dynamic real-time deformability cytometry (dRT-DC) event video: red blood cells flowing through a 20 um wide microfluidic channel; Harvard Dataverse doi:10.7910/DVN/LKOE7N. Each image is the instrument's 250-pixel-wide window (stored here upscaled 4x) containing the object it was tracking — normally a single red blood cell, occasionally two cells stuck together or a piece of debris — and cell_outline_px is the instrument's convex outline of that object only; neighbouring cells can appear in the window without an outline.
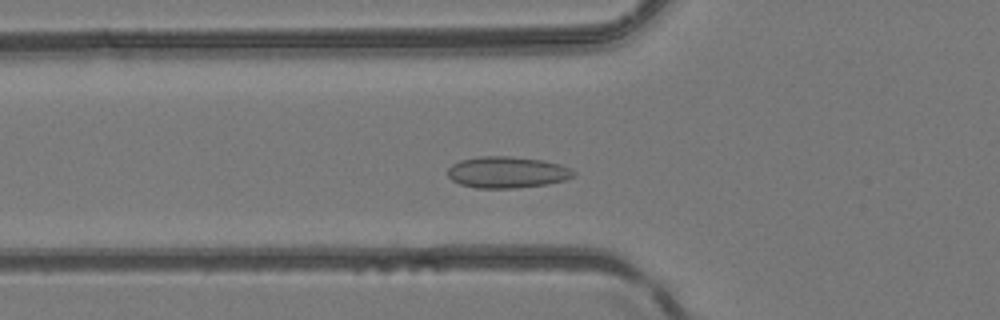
{"species": "common noctule bat (a hibernating species)", "species_latin": "Nyctalus noctula", "temperature_condition": "room temperature", "stored_images_in_passage": 43, "camera_frame_rate_fps": 3000, "um_per_image_px": 0.085, "animal": {"sex": "female", "body_mass_g": 24.6, "forearm_length_mm": 56.2}, "frame": {"image": 1, "passage_image": 12, "time_ms": 3.667, "image_size_px": [1000, 320], "cell_outline_px": [[576, 172], [572, 176], [564, 180], [548, 184], [516, 188], [476, 188], [460, 184], [452, 180], [448, 176], [448, 168], [452, 164], [460, 160], [480, 156], [508, 156], [544, 160], [560, 164]], "centroid_in_image_um": [43.08, 14.64], "position_along_channel_um": 82.7, "area_um2": 23.06}}
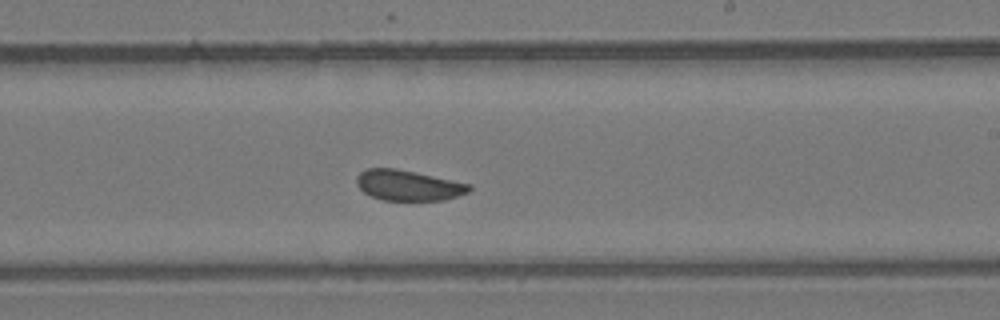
{"frame": {"image": 2, "passage_image": 24, "time_ms": 7.667, "image_size_px": [1000, 320], "cell_outline_px": [[472, 188], [468, 192], [444, 200], [384, 200], [372, 196], [364, 192], [356, 184], [356, 176], [360, 172], [368, 168], [396, 168], [472, 184]], "centroid_in_image_um": [34.7, 15.74], "position_along_channel_um": 254.3, "area_um2": 19.94}}
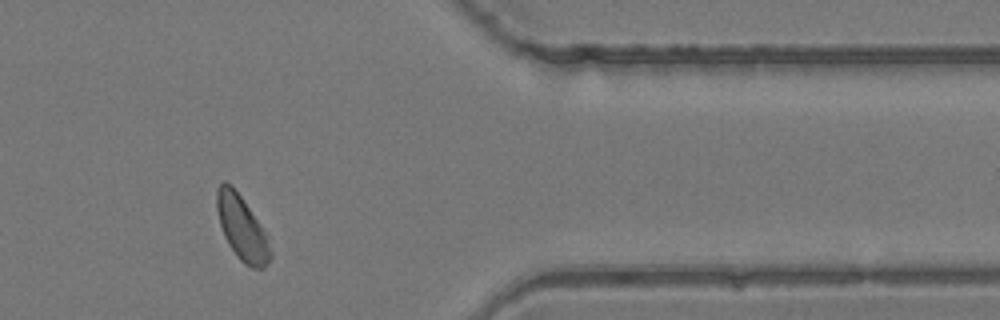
{"frame": {"image": 3, "passage_image": 35, "time_ms": 11.333, "image_size_px": [1000, 320], "cell_outline_px": [[272, 256], [264, 268], [252, 268], [244, 264], [236, 256], [228, 244], [224, 236], [220, 224], [216, 208], [216, 188], [224, 180], [232, 184], [264, 232], [272, 252]], "centroid_in_image_um": [20.52, 19.39], "position_along_channel_um": 390.9, "area_um2": 19.83}}